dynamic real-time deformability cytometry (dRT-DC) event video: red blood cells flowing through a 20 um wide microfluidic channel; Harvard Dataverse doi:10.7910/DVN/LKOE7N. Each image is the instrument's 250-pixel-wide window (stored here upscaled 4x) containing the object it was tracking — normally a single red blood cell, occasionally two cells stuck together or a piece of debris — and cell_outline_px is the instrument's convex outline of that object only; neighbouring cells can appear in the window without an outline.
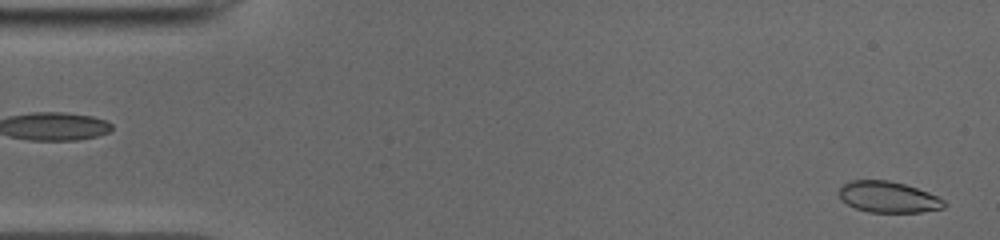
{"species": "common noctule bat (a hibernating species)", "species_latin": "Nyctalus noctula", "temperature_condition": "cold", "stored_images_in_passage": 49, "camera_frame_rate_fps": 3000, "um_per_image_px": 0.085, "animal": {"sex": "male", "body_mass_g": 19.0, "forearm_length_mm": 50.8}, "frame": {"image": 1, "passage_image": 1, "time_ms": 0.0, "image_size_px": [1000, 240], "cell_outline_px": [[944, 208], [920, 212], [868, 212], [856, 208], [848, 204], [840, 196], [840, 188], [844, 184], [852, 180], [888, 180], [904, 184], [928, 192], [944, 200]], "centroid_in_image_um": [75.51, 16.75], "position_along_channel_um": 9.5, "area_um2": 18.73}}
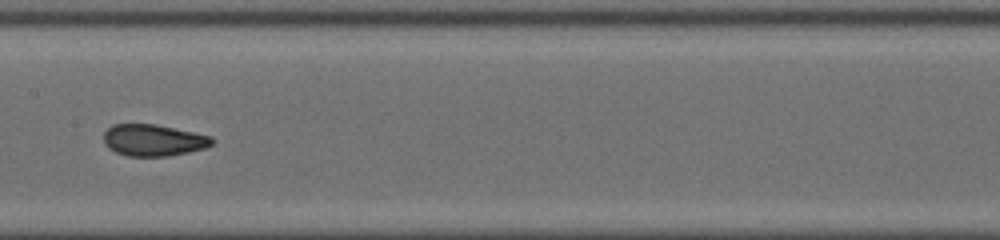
{"frame": {"image": 2, "passage_image": 24, "time_ms": 7.667, "image_size_px": [1000, 240], "cell_outline_px": [[212, 144], [204, 148], [168, 156], [128, 156], [116, 152], [108, 148], [104, 140], [104, 132], [112, 124], [156, 124], [212, 136]], "centroid_in_image_um": [13.01, 11.91], "position_along_channel_um": 194.4, "area_um2": 19.83}}
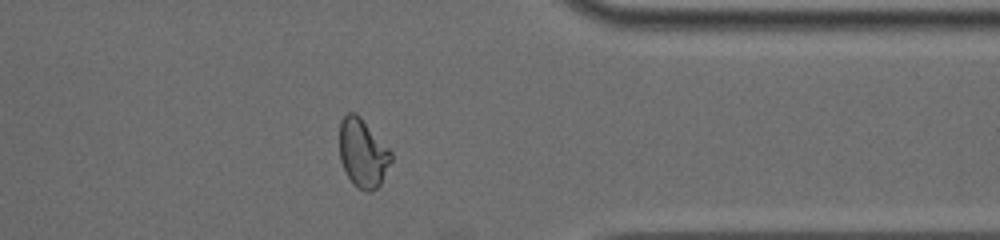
{"frame": {"image": 3, "passage_image": 39, "time_ms": 12.667, "image_size_px": [1000, 240], "cell_outline_px": [[392, 160], [380, 184], [372, 192], [368, 192], [360, 188], [348, 176], [340, 160], [340, 120], [348, 112], [356, 112], [360, 116], [392, 152]], "centroid_in_image_um": [30.84, 12.98], "position_along_channel_um": 380.6, "area_um2": 20.35}, "authors_computed_cell_mechanics": {"area_um2": 20.0566, "velocity_mm_per_s": 3.9598, "shape_relaxation_time_tau1_ms": null, "shape_relaxation_time_tau2_ms": 0.9967, "deformation_change_tau1": null, "deformation_change_tau2": 0.0591}}